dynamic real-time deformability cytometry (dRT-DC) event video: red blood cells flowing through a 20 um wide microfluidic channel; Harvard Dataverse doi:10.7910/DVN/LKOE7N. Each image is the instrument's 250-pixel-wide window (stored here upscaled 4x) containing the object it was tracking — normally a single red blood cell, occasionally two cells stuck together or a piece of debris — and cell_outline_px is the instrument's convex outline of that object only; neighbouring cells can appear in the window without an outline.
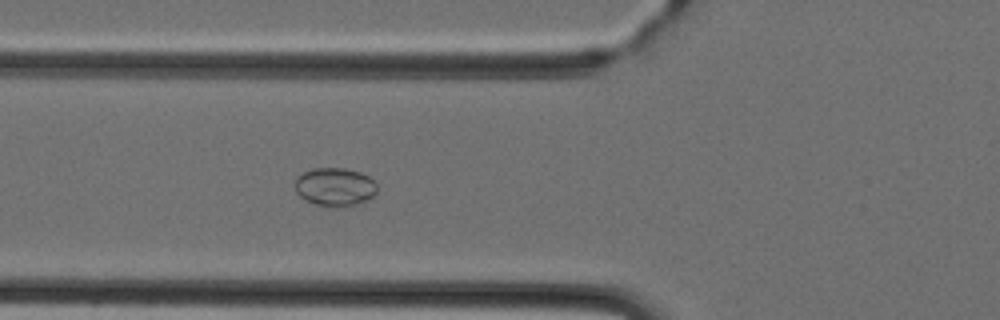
{"species": "Egyptian fruit bat (a non-hibernating species)", "species_latin": "Rousettus aegyptiacus", "temperature_condition": "cold", "stored_images_in_passage": 43, "camera_frame_rate_fps": 3000, "um_per_image_px": 0.085, "animal": {"sex": "female"}, "frame": {"image": 1, "passage_image": 13, "time_ms": 4.0, "image_size_px": [1000, 320], "cell_outline_px": [[376, 192], [372, 196], [356, 204], [344, 208], [328, 208], [304, 200], [296, 192], [296, 176], [312, 168], [344, 168], [360, 172], [368, 176], [376, 184]], "centroid_in_image_um": [28.44, 15.9], "position_along_channel_um": 97.4, "area_um2": 18.5}}
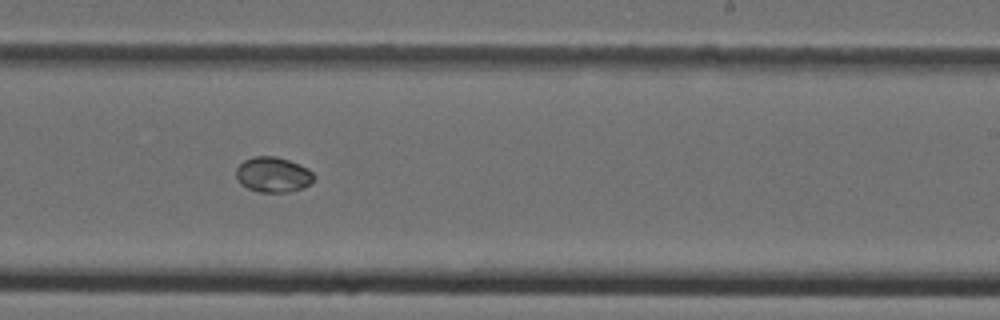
{"frame": {"image": 2, "passage_image": 25, "time_ms": 8.0, "image_size_px": [1000, 320], "cell_outline_px": [[312, 184], [288, 192], [260, 192], [248, 188], [240, 184], [236, 176], [236, 168], [244, 160], [252, 156], [276, 156], [288, 160], [308, 168], [312, 172]], "centroid_in_image_um": [23.18, 14.84], "position_along_channel_um": 265.8, "area_um2": 15.9}}
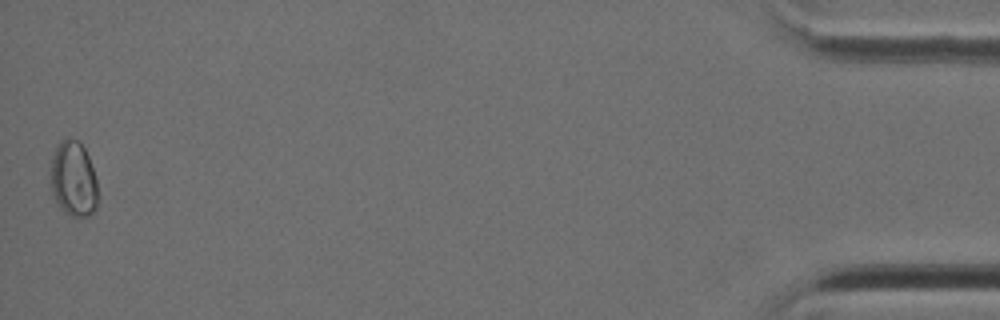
{"frame": {"image": 3, "passage_image": 43, "time_ms": 14.0, "image_size_px": [1000, 320], "cell_outline_px": [[100, 200], [96, 208], [88, 216], [80, 220], [64, 212], [56, 204], [52, 192], [52, 156], [56, 144], [64, 136], [68, 136], [76, 140], [84, 148], [88, 156], [96, 180], [100, 196]], "centroid_in_image_um": [6.27, 15.25], "position_along_channel_um": 428.9, "area_um2": 21.27}}